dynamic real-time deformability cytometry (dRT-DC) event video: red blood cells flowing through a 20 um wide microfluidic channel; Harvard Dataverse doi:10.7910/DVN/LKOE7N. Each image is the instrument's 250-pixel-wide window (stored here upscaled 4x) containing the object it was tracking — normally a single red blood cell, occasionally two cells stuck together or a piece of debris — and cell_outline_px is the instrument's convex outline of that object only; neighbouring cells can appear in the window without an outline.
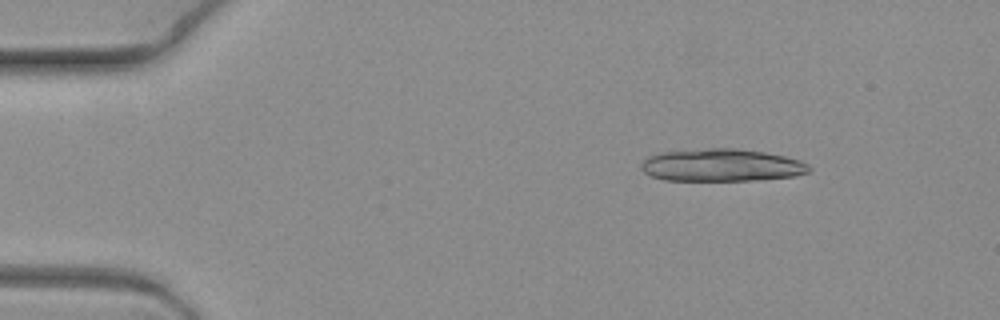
{"species": "common noctule bat (a hibernating species)", "species_latin": "Nyctalus noctula", "temperature_condition": "warm", "stored_images_in_passage": 11, "camera_frame_rate_fps": 3000, "um_per_image_px": 0.085, "animal": {"sex": "female", "body_mass_g": 19.3, "forearm_length_mm": 54.1}, "frame": {"image": 1, "passage_image": 1, "time_ms": 0.0, "image_size_px": [1000, 320], "cell_outline_px": [[812, 168], [808, 172], [796, 176], [748, 180], [664, 180], [652, 176], [644, 172], [640, 168], [640, 164], [648, 156], [660, 152], [708, 148], [736, 148], [764, 152], [784, 156], [800, 160], [808, 164]], "centroid_in_image_um": [61.32, 14.03], "position_along_channel_um": 23.7, "area_um2": 31.79}}
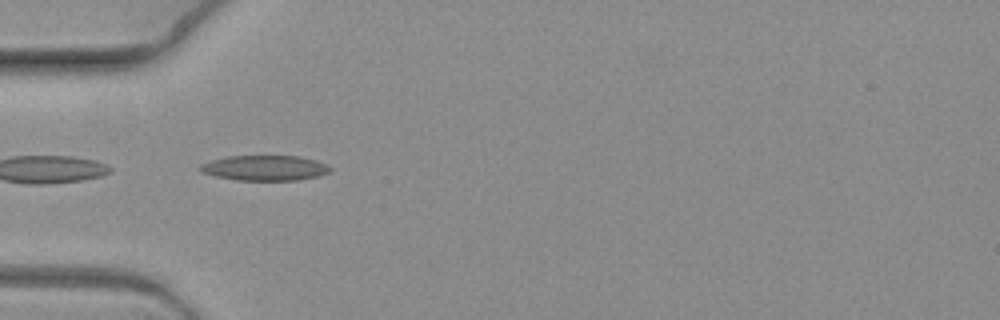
{"frame": {"image": 2, "passage_image": 4, "time_ms": 1.0, "image_size_px": [1000, 320], "cell_outline_px": [[332, 168], [328, 172], [316, 176], [296, 180], [236, 180], [216, 176], [200, 172], [196, 168], [200, 164], [212, 160], [228, 156], [300, 156], [316, 160]], "centroid_in_image_um": [22.44, 14.27], "position_along_channel_um": 62.6, "area_um2": 19.02}}
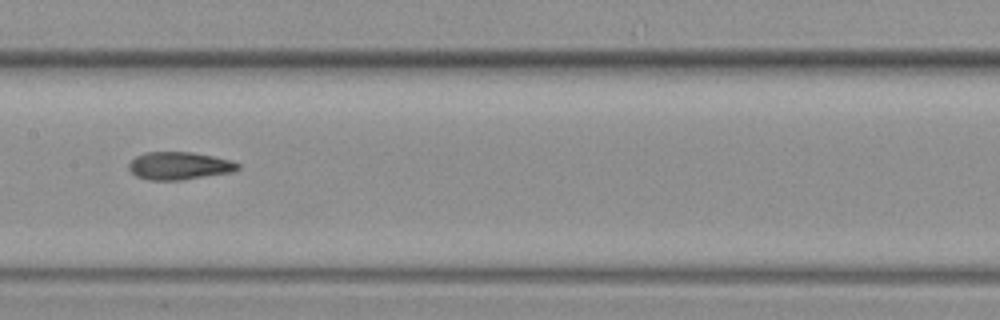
{"frame": {"image": 3, "passage_image": 8, "time_ms": 2.333, "image_size_px": [1000, 320], "cell_outline_px": [[240, 168], [232, 172], [180, 180], [148, 180], [136, 176], [128, 168], [128, 164], [136, 156], [144, 152], [192, 152], [232, 160], [240, 164]], "centroid_in_image_um": [15.23, 14.09], "position_along_channel_um": 192.2, "area_um2": 17.63}}